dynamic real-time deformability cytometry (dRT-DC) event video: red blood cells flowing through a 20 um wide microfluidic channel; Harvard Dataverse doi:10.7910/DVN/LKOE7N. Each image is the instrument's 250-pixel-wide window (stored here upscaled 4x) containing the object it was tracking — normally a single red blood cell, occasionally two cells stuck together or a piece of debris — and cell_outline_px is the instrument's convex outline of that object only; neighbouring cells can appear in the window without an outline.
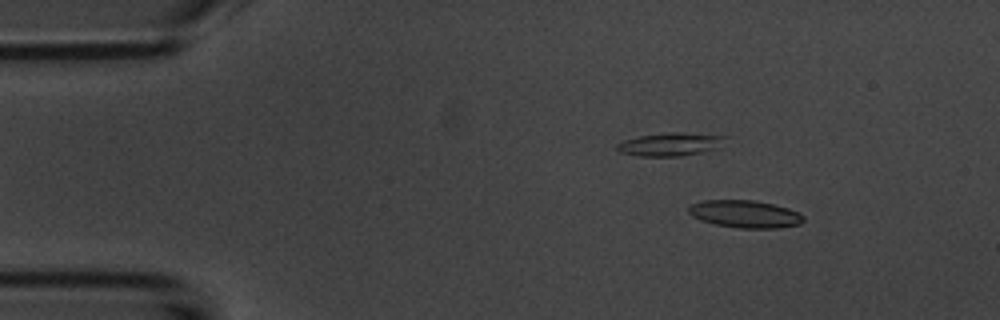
{"species": "common noctule bat (a hibernating species)", "species_latin": "Nyctalus noctula", "temperature_condition": "room temperature", "stored_images_in_passage": 48, "camera_frame_rate_fps": 3000, "um_per_image_px": 0.085, "animal": {"sex": "male", "body_mass_g": 20.1, "forearm_length_mm": 53.5}, "frame": {"image": 1, "passage_image": 1, "time_ms": 0.0, "image_size_px": [1000, 320], "cell_outline_px": [[804, 220], [800, 224], [780, 228], [740, 228], [716, 224], [700, 220], [692, 216], [688, 212], [688, 208], [692, 204], [704, 200], [752, 200], [772, 204], [788, 208], [804, 216]], "centroid_in_image_um": [63.32, 18.19], "position_along_channel_um": 21.7, "area_um2": 18.26}}
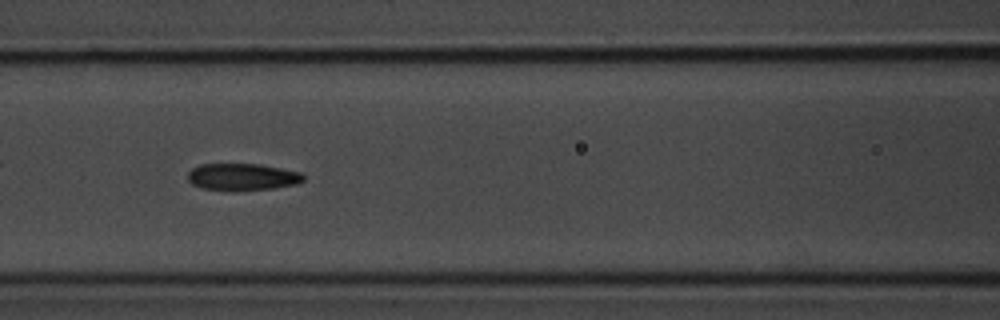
{"frame": {"image": 2, "passage_image": 17, "time_ms": 5.333, "image_size_px": [1000, 320], "cell_outline_px": [[304, 180], [296, 184], [276, 188], [232, 192], [200, 188], [192, 184], [188, 180], [188, 172], [192, 168], [200, 164], [260, 164], [300, 172], [304, 176]], "centroid_in_image_um": [20.57, 15.06], "position_along_channel_um": 146.0, "area_um2": 18.55}}
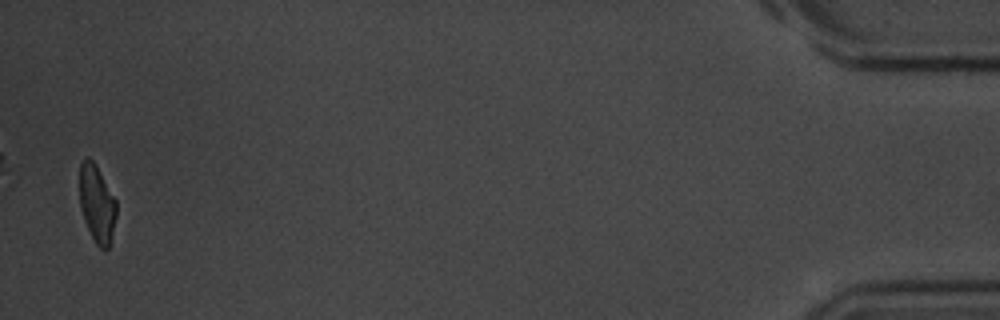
{"frame": {"image": 3, "passage_image": 47, "time_ms": 15.333, "image_size_px": [1000, 320], "cell_outline_px": [[116, 216], [108, 248], [100, 248], [96, 244], [84, 220], [80, 208], [80, 164], [84, 156], [88, 156], [96, 164], [116, 200]], "centroid_in_image_um": [8.22, 17.26], "position_along_channel_um": 427.0, "area_um2": 16.47}, "authors_computed_cell_mechanics": {"area_um2": 18.2648, "velocity_mm_per_s": 3.7156, "shape_relaxation_time_tau1_ms": 4.621, "shape_relaxation_time_tau2_ms": 4.4363, "deformation_change_tau1": 0.1523, "deformation_change_tau2": 0.1424}}